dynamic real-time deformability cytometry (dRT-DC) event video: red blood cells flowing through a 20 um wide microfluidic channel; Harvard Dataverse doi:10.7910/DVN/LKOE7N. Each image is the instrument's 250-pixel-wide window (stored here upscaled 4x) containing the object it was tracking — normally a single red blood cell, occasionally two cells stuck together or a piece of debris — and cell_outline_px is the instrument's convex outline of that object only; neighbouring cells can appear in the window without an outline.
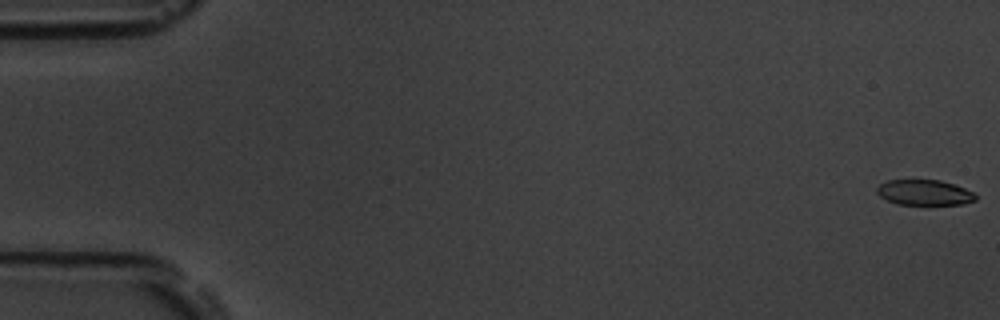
{"species": "common noctule bat (a hibernating species)", "species_latin": "Nyctalus noctula", "temperature_condition": "room temperature", "stored_images_in_passage": 43, "camera_frame_rate_fps": 3000, "um_per_image_px": 0.085, "animal": {"sex": "male", "body_mass_g": 19.5, "forearm_length_mm": 54.6}, "frame": {"image": 1, "passage_image": 1, "time_ms": 0.0, "image_size_px": [1000, 320], "cell_outline_px": [[976, 200], [964, 204], [896, 204], [880, 196], [876, 192], [876, 188], [880, 184], [888, 180], [940, 180], [964, 188], [972, 192], [976, 196]], "centroid_in_image_um": [78.55, 16.36], "position_along_channel_um": 6.4, "area_um2": 14.45}}
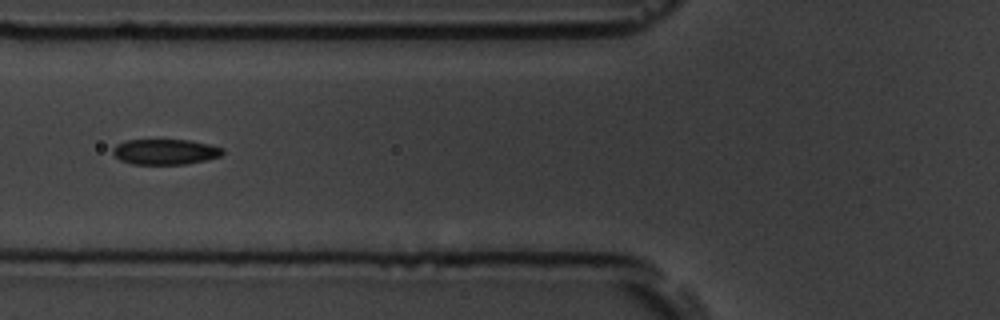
{"frame": {"image": 2, "passage_image": 22, "time_ms": 7.0, "image_size_px": [1000, 320], "cell_outline_px": [[224, 152], [220, 156], [204, 160], [184, 164], [132, 164], [120, 160], [112, 152], [112, 148], [116, 144], [124, 140], [188, 140], [208, 144], [224, 148]], "centroid_in_image_um": [14.01, 12.9], "position_along_channel_um": 111.8, "area_um2": 16.24}}
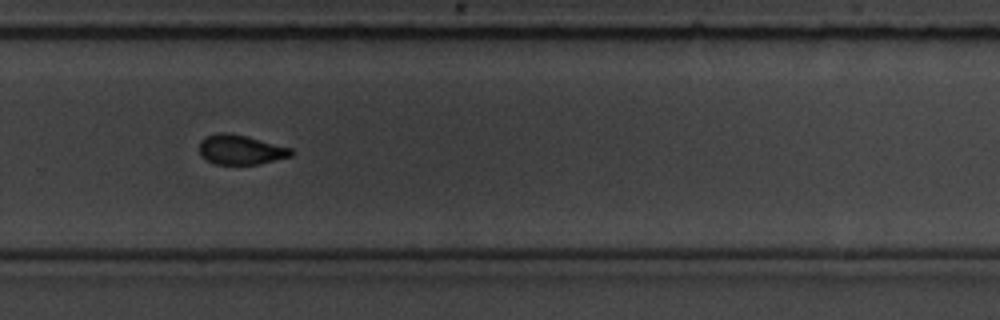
{"frame": {"image": 3, "passage_image": 38, "time_ms": 12.333, "image_size_px": [1000, 320], "cell_outline_px": [[292, 156], [260, 164], [216, 164], [204, 160], [200, 156], [200, 140], [204, 136], [220, 132], [228, 132], [292, 148]], "centroid_in_image_um": [20.41, 12.73], "position_along_channel_um": 309.4, "area_um2": 15.9}, "authors_computed_cell_mechanics": {"area_um2": 16.3574, "velocity_mm_per_s": 3.7148, "shape_relaxation_time_tau1_ms": 2.8444, "shape_relaxation_time_tau2_ms": 2.5888, "deformation_change_tau1": 0.1118, "deformation_change_tau2": 0.0902}}